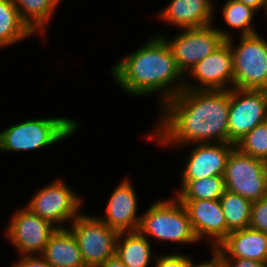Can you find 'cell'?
I'll return each mask as SVG.
<instances>
[{
	"instance_id": "obj_10",
	"label": "cell",
	"mask_w": 267,
	"mask_h": 267,
	"mask_svg": "<svg viewBox=\"0 0 267 267\" xmlns=\"http://www.w3.org/2000/svg\"><path fill=\"white\" fill-rule=\"evenodd\" d=\"M229 144H235L267 120V91L230 89Z\"/></svg>"
},
{
	"instance_id": "obj_16",
	"label": "cell",
	"mask_w": 267,
	"mask_h": 267,
	"mask_svg": "<svg viewBox=\"0 0 267 267\" xmlns=\"http://www.w3.org/2000/svg\"><path fill=\"white\" fill-rule=\"evenodd\" d=\"M212 252L217 258H243L266 264L267 234L251 227L236 230L230 232Z\"/></svg>"
},
{
	"instance_id": "obj_9",
	"label": "cell",
	"mask_w": 267,
	"mask_h": 267,
	"mask_svg": "<svg viewBox=\"0 0 267 267\" xmlns=\"http://www.w3.org/2000/svg\"><path fill=\"white\" fill-rule=\"evenodd\" d=\"M36 192L26 207L55 227L65 228L60 225L72 222L79 215L82 199L63 180H56Z\"/></svg>"
},
{
	"instance_id": "obj_7",
	"label": "cell",
	"mask_w": 267,
	"mask_h": 267,
	"mask_svg": "<svg viewBox=\"0 0 267 267\" xmlns=\"http://www.w3.org/2000/svg\"><path fill=\"white\" fill-rule=\"evenodd\" d=\"M223 179L226 190L256 202L267 197V162L234 147L226 162Z\"/></svg>"
},
{
	"instance_id": "obj_29",
	"label": "cell",
	"mask_w": 267,
	"mask_h": 267,
	"mask_svg": "<svg viewBox=\"0 0 267 267\" xmlns=\"http://www.w3.org/2000/svg\"><path fill=\"white\" fill-rule=\"evenodd\" d=\"M222 267H266V264L243 258H218Z\"/></svg>"
},
{
	"instance_id": "obj_14",
	"label": "cell",
	"mask_w": 267,
	"mask_h": 267,
	"mask_svg": "<svg viewBox=\"0 0 267 267\" xmlns=\"http://www.w3.org/2000/svg\"><path fill=\"white\" fill-rule=\"evenodd\" d=\"M193 146L195 147L185 159L182 181L223 176L227 158L235 144L197 143Z\"/></svg>"
},
{
	"instance_id": "obj_20",
	"label": "cell",
	"mask_w": 267,
	"mask_h": 267,
	"mask_svg": "<svg viewBox=\"0 0 267 267\" xmlns=\"http://www.w3.org/2000/svg\"><path fill=\"white\" fill-rule=\"evenodd\" d=\"M20 18L33 33H46L45 28L60 0H13ZM48 22V23H47Z\"/></svg>"
},
{
	"instance_id": "obj_1",
	"label": "cell",
	"mask_w": 267,
	"mask_h": 267,
	"mask_svg": "<svg viewBox=\"0 0 267 267\" xmlns=\"http://www.w3.org/2000/svg\"><path fill=\"white\" fill-rule=\"evenodd\" d=\"M229 107L230 90L183 89L162 104L157 130L148 139L157 138L166 147L229 143Z\"/></svg>"
},
{
	"instance_id": "obj_13",
	"label": "cell",
	"mask_w": 267,
	"mask_h": 267,
	"mask_svg": "<svg viewBox=\"0 0 267 267\" xmlns=\"http://www.w3.org/2000/svg\"><path fill=\"white\" fill-rule=\"evenodd\" d=\"M185 207L198 241L211 238L213 250L227 237V224L218 200H179Z\"/></svg>"
},
{
	"instance_id": "obj_3",
	"label": "cell",
	"mask_w": 267,
	"mask_h": 267,
	"mask_svg": "<svg viewBox=\"0 0 267 267\" xmlns=\"http://www.w3.org/2000/svg\"><path fill=\"white\" fill-rule=\"evenodd\" d=\"M78 121L69 118H38L16 123L0 132V152L45 148L74 134Z\"/></svg>"
},
{
	"instance_id": "obj_22",
	"label": "cell",
	"mask_w": 267,
	"mask_h": 267,
	"mask_svg": "<svg viewBox=\"0 0 267 267\" xmlns=\"http://www.w3.org/2000/svg\"><path fill=\"white\" fill-rule=\"evenodd\" d=\"M227 224V235L230 232L249 227L252 202L229 191L219 199Z\"/></svg>"
},
{
	"instance_id": "obj_27",
	"label": "cell",
	"mask_w": 267,
	"mask_h": 267,
	"mask_svg": "<svg viewBox=\"0 0 267 267\" xmlns=\"http://www.w3.org/2000/svg\"><path fill=\"white\" fill-rule=\"evenodd\" d=\"M155 267H190L194 262L185 254H170L156 257Z\"/></svg>"
},
{
	"instance_id": "obj_24",
	"label": "cell",
	"mask_w": 267,
	"mask_h": 267,
	"mask_svg": "<svg viewBox=\"0 0 267 267\" xmlns=\"http://www.w3.org/2000/svg\"><path fill=\"white\" fill-rule=\"evenodd\" d=\"M255 13L256 10L237 0H228L222 7L224 22L234 29L239 28L241 36H250L258 33L251 24Z\"/></svg>"
},
{
	"instance_id": "obj_28",
	"label": "cell",
	"mask_w": 267,
	"mask_h": 267,
	"mask_svg": "<svg viewBox=\"0 0 267 267\" xmlns=\"http://www.w3.org/2000/svg\"><path fill=\"white\" fill-rule=\"evenodd\" d=\"M17 263L13 267H54L49 264L41 255H21Z\"/></svg>"
},
{
	"instance_id": "obj_25",
	"label": "cell",
	"mask_w": 267,
	"mask_h": 267,
	"mask_svg": "<svg viewBox=\"0 0 267 267\" xmlns=\"http://www.w3.org/2000/svg\"><path fill=\"white\" fill-rule=\"evenodd\" d=\"M235 147L244 154L267 162V120L244 135Z\"/></svg>"
},
{
	"instance_id": "obj_21",
	"label": "cell",
	"mask_w": 267,
	"mask_h": 267,
	"mask_svg": "<svg viewBox=\"0 0 267 267\" xmlns=\"http://www.w3.org/2000/svg\"><path fill=\"white\" fill-rule=\"evenodd\" d=\"M33 34L20 18L13 0H0V47L22 41Z\"/></svg>"
},
{
	"instance_id": "obj_19",
	"label": "cell",
	"mask_w": 267,
	"mask_h": 267,
	"mask_svg": "<svg viewBox=\"0 0 267 267\" xmlns=\"http://www.w3.org/2000/svg\"><path fill=\"white\" fill-rule=\"evenodd\" d=\"M148 240L139 231L119 233L116 243L117 257L126 267H149L152 252Z\"/></svg>"
},
{
	"instance_id": "obj_11",
	"label": "cell",
	"mask_w": 267,
	"mask_h": 267,
	"mask_svg": "<svg viewBox=\"0 0 267 267\" xmlns=\"http://www.w3.org/2000/svg\"><path fill=\"white\" fill-rule=\"evenodd\" d=\"M7 227V238L20 255H41L51 235L57 230L51 222L27 207L17 210Z\"/></svg>"
},
{
	"instance_id": "obj_26",
	"label": "cell",
	"mask_w": 267,
	"mask_h": 267,
	"mask_svg": "<svg viewBox=\"0 0 267 267\" xmlns=\"http://www.w3.org/2000/svg\"><path fill=\"white\" fill-rule=\"evenodd\" d=\"M249 227L267 234V197L252 203Z\"/></svg>"
},
{
	"instance_id": "obj_31",
	"label": "cell",
	"mask_w": 267,
	"mask_h": 267,
	"mask_svg": "<svg viewBox=\"0 0 267 267\" xmlns=\"http://www.w3.org/2000/svg\"><path fill=\"white\" fill-rule=\"evenodd\" d=\"M243 4L253 8L254 10H260V8H265L266 10V0H237Z\"/></svg>"
},
{
	"instance_id": "obj_8",
	"label": "cell",
	"mask_w": 267,
	"mask_h": 267,
	"mask_svg": "<svg viewBox=\"0 0 267 267\" xmlns=\"http://www.w3.org/2000/svg\"><path fill=\"white\" fill-rule=\"evenodd\" d=\"M71 223L70 230L76 237L86 267H100L116 255L119 233L99 217L79 214Z\"/></svg>"
},
{
	"instance_id": "obj_12",
	"label": "cell",
	"mask_w": 267,
	"mask_h": 267,
	"mask_svg": "<svg viewBox=\"0 0 267 267\" xmlns=\"http://www.w3.org/2000/svg\"><path fill=\"white\" fill-rule=\"evenodd\" d=\"M190 73V74H189ZM191 78L200 85L192 86L185 78L184 89L194 90H230L233 88V55L230 45L225 41L214 52L193 66L189 72ZM230 85V86H229ZM229 86V87H227Z\"/></svg>"
},
{
	"instance_id": "obj_30",
	"label": "cell",
	"mask_w": 267,
	"mask_h": 267,
	"mask_svg": "<svg viewBox=\"0 0 267 267\" xmlns=\"http://www.w3.org/2000/svg\"><path fill=\"white\" fill-rule=\"evenodd\" d=\"M190 267H222L219 259L216 257V255L212 254V259L209 261L198 263H193Z\"/></svg>"
},
{
	"instance_id": "obj_32",
	"label": "cell",
	"mask_w": 267,
	"mask_h": 267,
	"mask_svg": "<svg viewBox=\"0 0 267 267\" xmlns=\"http://www.w3.org/2000/svg\"><path fill=\"white\" fill-rule=\"evenodd\" d=\"M100 267H126L117 255L107 259Z\"/></svg>"
},
{
	"instance_id": "obj_6",
	"label": "cell",
	"mask_w": 267,
	"mask_h": 267,
	"mask_svg": "<svg viewBox=\"0 0 267 267\" xmlns=\"http://www.w3.org/2000/svg\"><path fill=\"white\" fill-rule=\"evenodd\" d=\"M179 33L173 40L167 39L165 35L159 36L168 44L178 68L184 75L232 37L229 32L213 27V24L182 29Z\"/></svg>"
},
{
	"instance_id": "obj_2",
	"label": "cell",
	"mask_w": 267,
	"mask_h": 267,
	"mask_svg": "<svg viewBox=\"0 0 267 267\" xmlns=\"http://www.w3.org/2000/svg\"><path fill=\"white\" fill-rule=\"evenodd\" d=\"M110 72L117 84L132 96H148L160 91L161 106L184 89L186 77L159 35L120 59Z\"/></svg>"
},
{
	"instance_id": "obj_23",
	"label": "cell",
	"mask_w": 267,
	"mask_h": 267,
	"mask_svg": "<svg viewBox=\"0 0 267 267\" xmlns=\"http://www.w3.org/2000/svg\"><path fill=\"white\" fill-rule=\"evenodd\" d=\"M177 191L178 200H218L226 191L223 176H211L194 181H182V186Z\"/></svg>"
},
{
	"instance_id": "obj_18",
	"label": "cell",
	"mask_w": 267,
	"mask_h": 267,
	"mask_svg": "<svg viewBox=\"0 0 267 267\" xmlns=\"http://www.w3.org/2000/svg\"><path fill=\"white\" fill-rule=\"evenodd\" d=\"M41 256L54 267H86L76 237L67 228H57Z\"/></svg>"
},
{
	"instance_id": "obj_5",
	"label": "cell",
	"mask_w": 267,
	"mask_h": 267,
	"mask_svg": "<svg viewBox=\"0 0 267 267\" xmlns=\"http://www.w3.org/2000/svg\"><path fill=\"white\" fill-rule=\"evenodd\" d=\"M233 55V88L267 91V41L259 33L241 36L240 44L226 40Z\"/></svg>"
},
{
	"instance_id": "obj_15",
	"label": "cell",
	"mask_w": 267,
	"mask_h": 267,
	"mask_svg": "<svg viewBox=\"0 0 267 267\" xmlns=\"http://www.w3.org/2000/svg\"><path fill=\"white\" fill-rule=\"evenodd\" d=\"M108 201L106 214L99 218L118 233L138 231L141 221V216H137L138 200L128 179L118 185Z\"/></svg>"
},
{
	"instance_id": "obj_17",
	"label": "cell",
	"mask_w": 267,
	"mask_h": 267,
	"mask_svg": "<svg viewBox=\"0 0 267 267\" xmlns=\"http://www.w3.org/2000/svg\"><path fill=\"white\" fill-rule=\"evenodd\" d=\"M213 0H171L169 5L158 13V17L181 29L203 27L212 24Z\"/></svg>"
},
{
	"instance_id": "obj_4",
	"label": "cell",
	"mask_w": 267,
	"mask_h": 267,
	"mask_svg": "<svg viewBox=\"0 0 267 267\" xmlns=\"http://www.w3.org/2000/svg\"><path fill=\"white\" fill-rule=\"evenodd\" d=\"M150 206L141 215L138 231L142 235L150 241L149 236H153L159 241L184 243V245L197 243L188 213L176 197L159 200Z\"/></svg>"
}]
</instances>
